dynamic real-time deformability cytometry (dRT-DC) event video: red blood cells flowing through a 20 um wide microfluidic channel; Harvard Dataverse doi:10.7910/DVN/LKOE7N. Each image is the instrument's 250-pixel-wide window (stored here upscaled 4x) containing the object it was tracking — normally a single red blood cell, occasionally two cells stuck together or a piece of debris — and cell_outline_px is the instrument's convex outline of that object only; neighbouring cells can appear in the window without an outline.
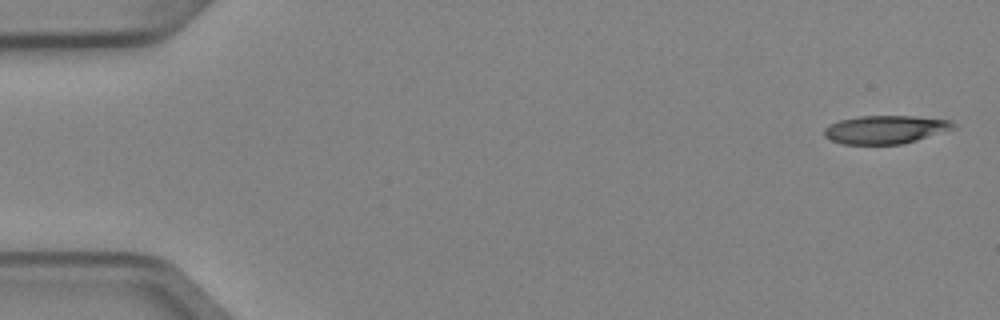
{"species": "Egyptian fruit bat (a non-hibernating species)", "species_latin": "Rousettus aegyptiacus", "temperature_condition": "cold", "stored_images_in_passage": 7, "camera_frame_rate_fps": 3000, "um_per_image_px": 0.085, "animal": {"sex": "female"}, "frame": {"image": 1, "passage_image": 1, "time_ms": 0.0, "image_size_px": [1000, 320], "cell_outline_px": [[956, 128], [916, 140], [900, 144], [844, 144], [832, 140], [824, 136], [824, 128], [840, 120], [860, 116], [912, 116], [952, 120], [956, 124]], "centroid_in_image_um": [75.29, 11.0], "position_along_channel_um": 9.7, "area_um2": 21.1}}
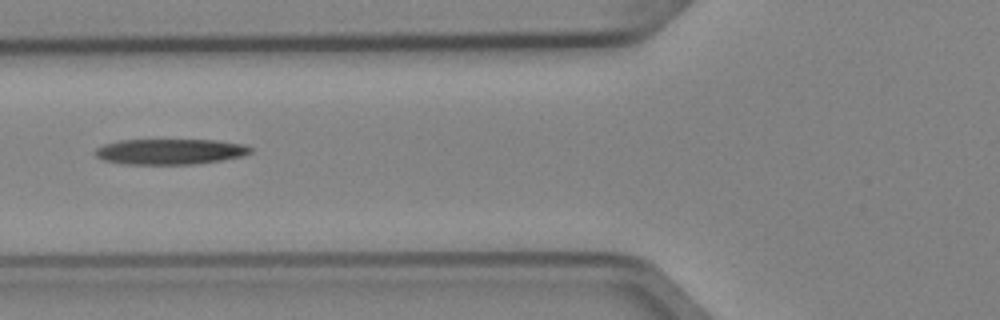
{"frame": {"image": 2, "passage_image": 6, "time_ms": 1.667, "image_size_px": [1000, 320], "cell_outline_px": [[252, 152], [244, 156], [196, 164], [124, 164], [104, 160], [96, 156], [92, 152], [96, 148], [104, 144], [120, 140], [216, 140], [244, 144], [252, 148]], "centroid_in_image_um": [14.45, 12.88], "position_along_channel_um": 111.3, "area_um2": 23.24}}
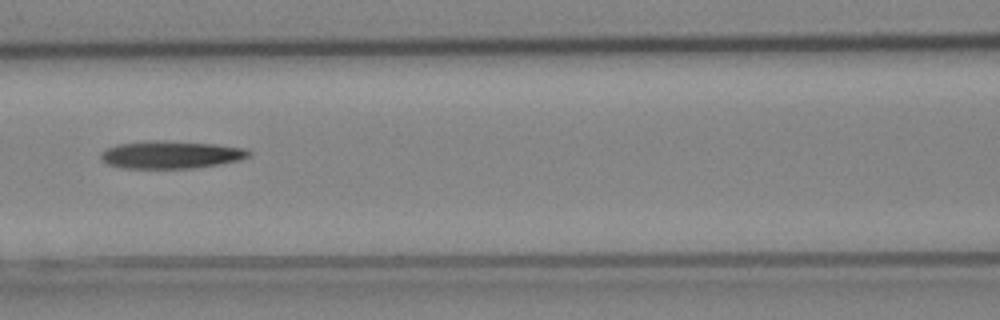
{"frame": {"image": 3, "passage_image": 7, "time_ms": 2.0, "image_size_px": [1000, 320], "cell_outline_px": [[252, 152], [248, 156], [240, 160], [220, 164], [196, 168], [124, 168], [108, 164], [100, 160], [100, 152], [108, 148], [120, 144], [144, 140], [164, 140], [216, 144], [244, 148]], "centroid_in_image_um": [14.52, 13.14], "position_along_channel_um": 152.1, "area_um2": 23.99}}